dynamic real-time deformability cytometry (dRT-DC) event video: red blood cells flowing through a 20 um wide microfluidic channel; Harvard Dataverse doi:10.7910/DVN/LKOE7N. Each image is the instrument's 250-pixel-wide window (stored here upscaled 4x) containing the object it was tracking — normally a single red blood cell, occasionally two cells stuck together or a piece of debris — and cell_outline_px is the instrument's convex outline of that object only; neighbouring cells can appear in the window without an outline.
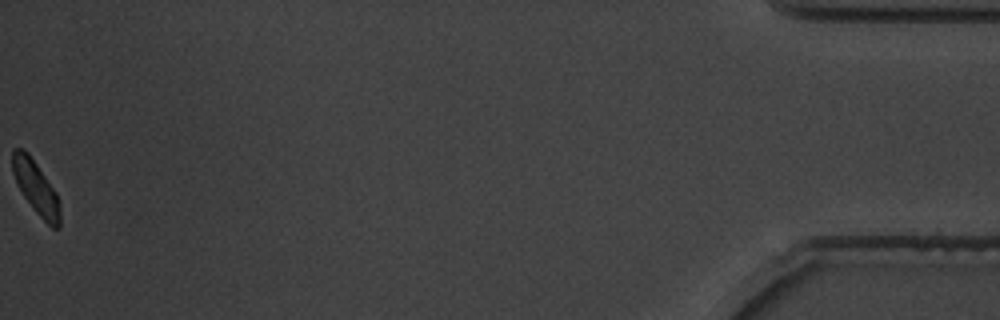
{"species": "common noctule bat (a hibernating species)", "species_latin": "Nyctalus noctula", "temperature_condition": "warm", "stored_images_in_passage": 55, "camera_frame_rate_fps": 3000, "um_per_image_px": 0.085, "animal": {"sex": "male", "body_mass_g": 19.5, "forearm_length_mm": 54.6}, "frame": {"image": 1, "passage_image": 55, "time_ms": 18.0, "image_size_px": [1000, 320], "cell_outline_px": [[60, 228], [52, 228], [36, 212], [24, 196], [12, 172], [12, 148], [24, 148], [28, 152], [56, 192], [60, 204]], "centroid_in_image_um": [3.06, 15.92], "position_along_channel_um": 432.1, "area_um2": 14.57}, "authors_computed_cell_mechanics": {"area_um2": 15.606, "velocity_mm_per_s": 3.617, "shape_relaxation_time_tau1_ms": 9.2048, "shape_relaxation_time_tau2_ms": 11.278, "deformation_change_tau1": 0.2989, "deformation_change_tau2": 0.1112}}